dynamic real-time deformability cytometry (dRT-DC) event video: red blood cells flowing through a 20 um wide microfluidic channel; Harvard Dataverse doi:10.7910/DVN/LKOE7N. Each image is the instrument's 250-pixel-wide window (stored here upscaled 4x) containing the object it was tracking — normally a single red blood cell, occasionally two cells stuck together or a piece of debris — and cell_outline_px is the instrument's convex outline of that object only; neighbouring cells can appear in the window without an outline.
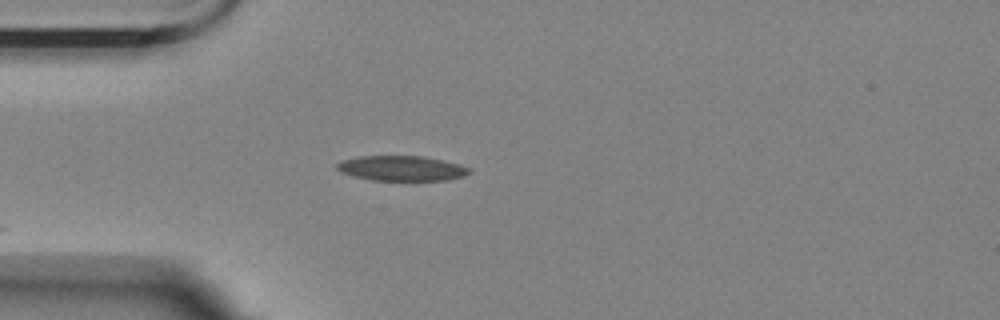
{"species": "Egyptian fruit bat (a non-hibernating species)", "species_latin": "Rousettus aegyptiacus", "temperature_condition": "room temperature", "stored_images_in_passage": 27, "camera_frame_rate_fps": 3000, "um_per_image_px": 0.085, "animal": {"sex": "female"}, "frame": {"image": 1, "passage_image": 1, "time_ms": 0.0, "image_size_px": [1000, 320], "cell_outline_px": [[472, 172], [464, 176], [444, 180], [372, 180], [352, 176], [340, 172], [336, 168], [336, 164], [340, 160], [360, 156], [424, 156], [444, 160], [460, 164], [472, 168]], "centroid_in_image_um": [34.15, 14.3], "position_along_channel_um": 50.9, "area_um2": 19.54}}
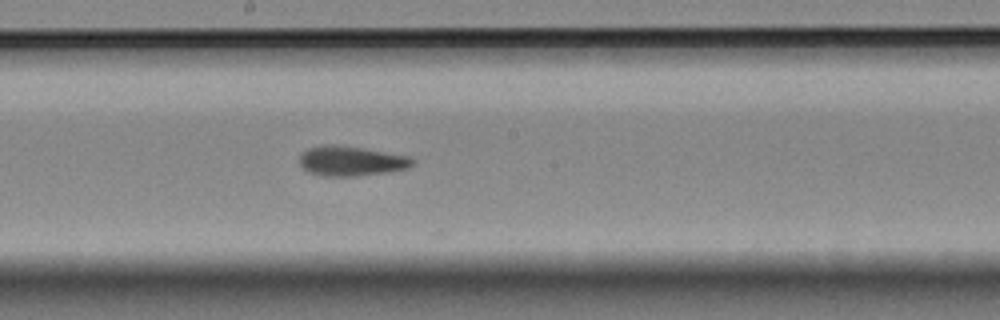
{"frame": {"image": 2, "passage_image": 16, "time_ms": 5.0, "image_size_px": [1000, 320], "cell_outline_px": [[416, 164], [408, 168], [388, 172], [356, 176], [324, 176], [308, 172], [300, 164], [300, 156], [308, 148], [324, 144], [336, 144], [412, 156], [416, 160]], "centroid_in_image_um": [29.91, 13.68], "position_along_channel_um": 218.3, "area_um2": 19.83}}
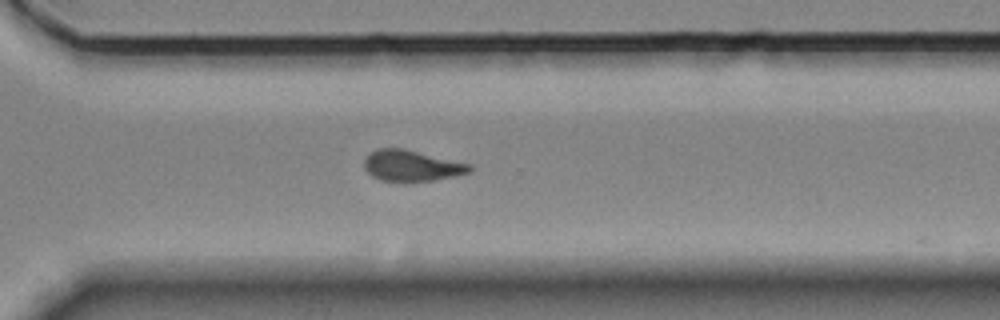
{"frame": {"image": 3, "passage_image": 26, "time_ms": 8.333, "image_size_px": [1000, 320], "cell_outline_px": [[472, 172], [456, 176], [432, 180], [404, 184], [380, 180], [372, 176], [364, 168], [364, 160], [368, 152], [376, 148], [404, 148], [472, 164]], "centroid_in_image_um": [34.97, 14.1], "position_along_channel_um": 335.6, "area_um2": 19.83}}